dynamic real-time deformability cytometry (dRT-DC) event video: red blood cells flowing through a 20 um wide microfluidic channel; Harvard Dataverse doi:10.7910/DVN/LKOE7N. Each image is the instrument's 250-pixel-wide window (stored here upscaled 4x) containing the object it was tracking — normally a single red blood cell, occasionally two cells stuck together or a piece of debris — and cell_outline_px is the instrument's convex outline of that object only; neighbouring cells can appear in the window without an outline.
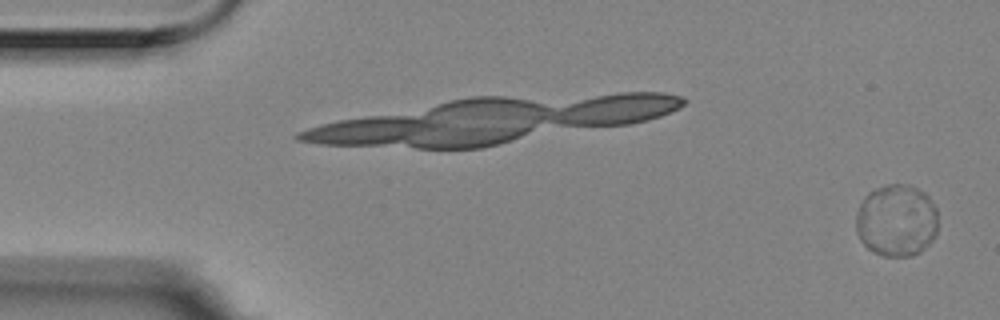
{"species": "Egyptian fruit bat (a non-hibernating species)", "species_latin": "Rousettus aegyptiacus", "temperature_condition": "room temperature", "stored_images_in_passage": 5, "camera_frame_rate_fps": 3000, "um_per_image_px": 0.085, "animal": {"sex": "female"}, "frame": {"image": 1, "passage_image": 1, "time_ms": 0.0, "image_size_px": [1000, 320], "cell_outline_px": [[936, 236], [920, 252], [912, 256], [884, 256], [868, 248], [860, 240], [856, 232], [856, 212], [864, 196], [868, 192], [876, 188], [888, 184], [908, 184], [924, 192], [928, 196], [936, 208]], "centroid_in_image_um": [76.19, 18.73], "position_along_channel_um": 8.8, "area_um2": 34.62}}